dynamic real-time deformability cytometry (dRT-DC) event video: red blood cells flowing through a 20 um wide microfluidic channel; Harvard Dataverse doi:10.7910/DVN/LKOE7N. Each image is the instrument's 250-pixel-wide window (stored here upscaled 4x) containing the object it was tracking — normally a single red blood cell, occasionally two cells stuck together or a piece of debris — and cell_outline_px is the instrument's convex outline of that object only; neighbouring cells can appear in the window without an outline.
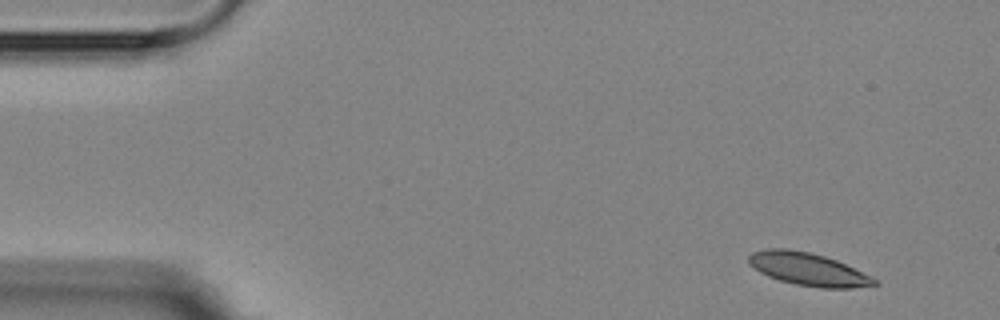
{"species": "Egyptian fruit bat (a non-hibernating species)", "species_latin": "Rousettus aegyptiacus", "temperature_condition": "room temperature", "stored_images_in_passage": 5, "camera_frame_rate_fps": 3000, "um_per_image_px": 0.085, "animal": {"sex": "female"}, "frame": {"image": 1, "passage_image": 1, "time_ms": 0.0, "image_size_px": [1000, 320], "cell_outline_px": [[880, 284], [852, 288], [820, 288], [796, 284], [780, 280], [768, 276], [760, 272], [748, 264], [748, 256], [752, 252], [764, 248], [784, 248], [808, 252], [824, 256], [836, 260], [872, 276]], "centroid_in_image_um": [68.67, 22.88], "position_along_channel_um": 16.3, "area_um2": 23.99}}
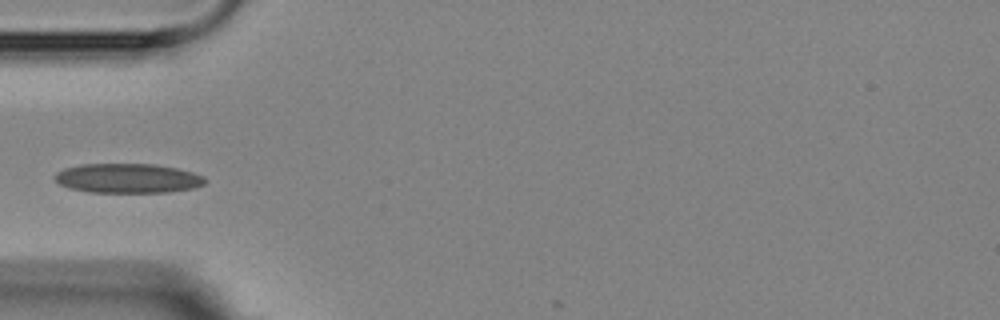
{"frame": {"image": 2, "passage_image": 4, "time_ms": 4.333, "image_size_px": [1000, 320], "cell_outline_px": [[208, 180], [204, 184], [192, 188], [168, 192], [88, 192], [72, 188], [60, 184], [56, 180], [56, 172], [64, 168], [80, 164], [156, 164], [176, 168], [192, 172], [204, 176]], "centroid_in_image_um": [10.89, 15.15], "position_along_channel_um": 74.1, "area_um2": 25.72}}
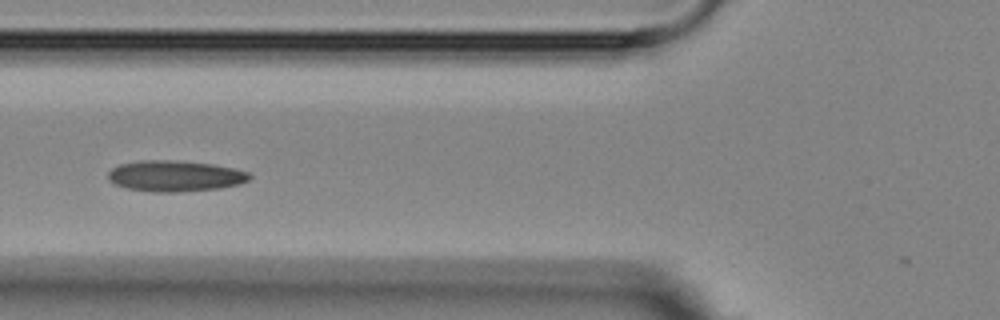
{"frame": {"image": 3, "passage_image": 5, "time_ms": 5.333, "image_size_px": [1000, 320], "cell_outline_px": [[252, 176], [248, 180], [240, 184], [220, 188], [176, 192], [152, 192], [128, 188], [116, 184], [108, 180], [108, 172], [112, 168], [120, 164], [140, 160], [172, 160], [212, 164], [232, 168], [248, 172]], "centroid_in_image_um": [14.87, 14.96], "position_along_channel_um": 110.9, "area_um2": 25.43}}